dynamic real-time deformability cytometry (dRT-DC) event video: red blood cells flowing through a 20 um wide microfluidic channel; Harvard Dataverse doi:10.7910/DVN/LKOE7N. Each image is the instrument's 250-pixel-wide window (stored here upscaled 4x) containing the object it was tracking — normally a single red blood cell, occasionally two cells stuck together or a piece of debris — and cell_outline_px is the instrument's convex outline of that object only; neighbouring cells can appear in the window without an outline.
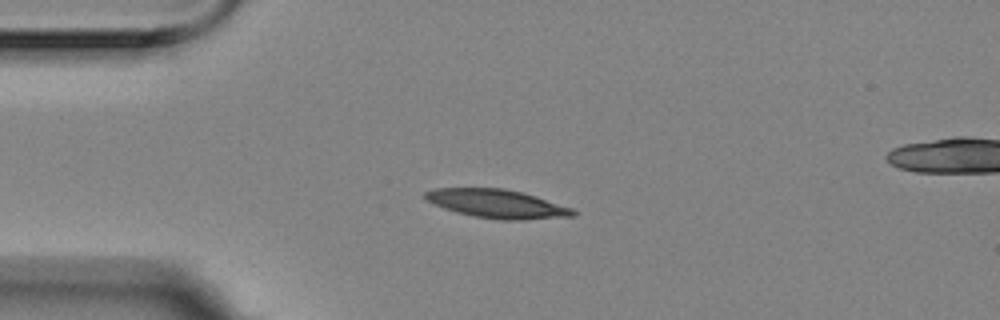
{"species": "Egyptian fruit bat (a non-hibernating species)", "species_latin": "Rousettus aegyptiacus", "temperature_condition": "room temperature", "stored_images_in_passage": 5, "camera_frame_rate_fps": 3000, "um_per_image_px": 0.085, "animal": {"sex": "female"}, "frame": {"image": 1, "passage_image": 3, "time_ms": 0.667, "image_size_px": [1000, 320], "cell_outline_px": [[576, 216], [524, 220], [500, 220], [476, 216], [456, 212], [444, 208], [424, 200], [424, 192], [436, 188], [504, 188], [524, 192], [572, 208], [576, 212]], "centroid_in_image_um": [42.25, 17.32], "position_along_channel_um": 42.7, "area_um2": 24.74}}
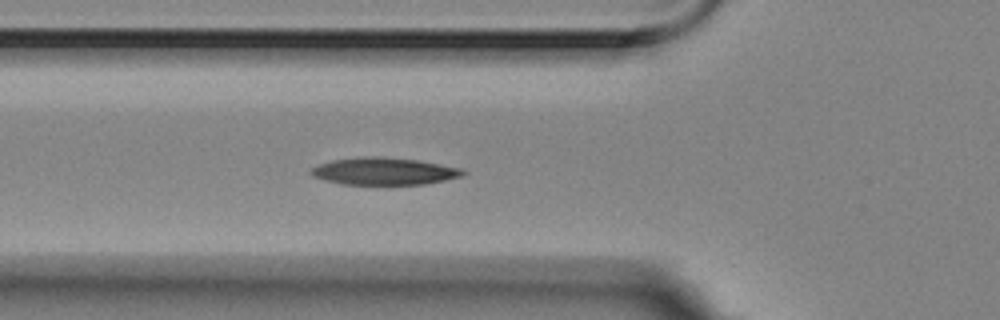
{"frame": {"image": 2, "passage_image": 5, "time_ms": 1.333, "image_size_px": [1000, 320], "cell_outline_px": [[468, 172], [464, 176], [424, 184], [340, 184], [312, 176], [308, 172], [312, 168], [320, 164], [332, 160], [364, 156], [380, 156], [416, 160], [440, 164], [460, 168]], "centroid_in_image_um": [32.64, 14.55], "position_along_channel_um": 93.2, "area_um2": 24.04}}